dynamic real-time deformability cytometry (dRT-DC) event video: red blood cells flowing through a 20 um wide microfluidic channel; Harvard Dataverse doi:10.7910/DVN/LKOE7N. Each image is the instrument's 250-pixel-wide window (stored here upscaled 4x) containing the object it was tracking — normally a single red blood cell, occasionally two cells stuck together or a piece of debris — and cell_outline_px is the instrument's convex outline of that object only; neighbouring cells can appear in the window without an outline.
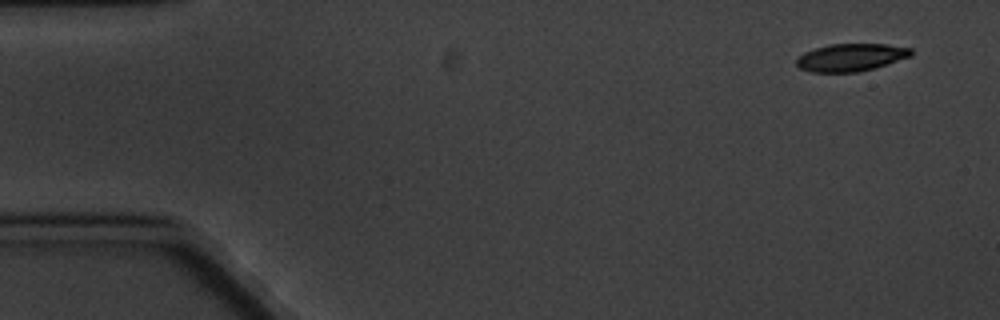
{"species": "common noctule bat (a hibernating species)", "species_latin": "Nyctalus noctula", "temperature_condition": "cold", "stored_images_in_passage": 3, "camera_frame_rate_fps": 3000, "um_per_image_px": 0.085, "animal": {"sex": "male", "body_mass_g": 20.1, "forearm_length_mm": 53.5}, "frame": {"image": 1, "passage_image": 1, "time_ms": 0.0, "image_size_px": [1000, 320], "cell_outline_px": [[912, 56], [872, 68], [856, 72], [812, 72], [800, 68], [796, 64], [796, 60], [804, 52], [828, 44], [888, 44], [912, 48]], "centroid_in_image_um": [72.33, 4.87], "position_along_channel_um": 12.7, "area_um2": 18.26}}